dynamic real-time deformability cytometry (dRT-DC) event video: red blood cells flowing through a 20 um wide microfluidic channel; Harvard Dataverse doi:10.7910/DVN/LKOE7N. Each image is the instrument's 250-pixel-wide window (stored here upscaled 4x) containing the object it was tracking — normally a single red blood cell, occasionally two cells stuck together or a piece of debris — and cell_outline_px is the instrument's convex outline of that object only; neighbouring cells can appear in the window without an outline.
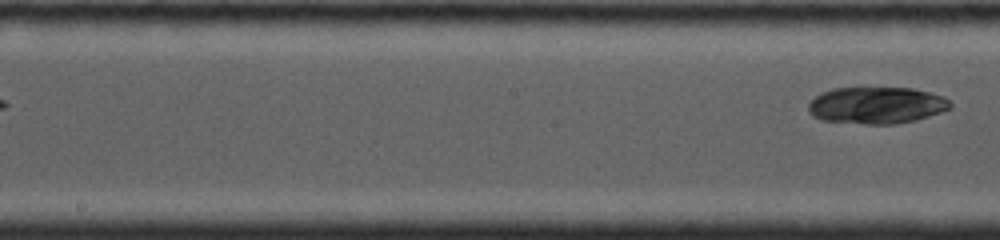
{"species": "common noctule bat (a hibernating species)", "species_latin": "Nyctalus noctula", "temperature_condition": "cold", "stored_images_in_passage": 6, "camera_frame_rate_fps": 4000, "um_per_image_px": 0.085, "animal": {"sex": "female", "body_mass_g": 19.0, "forearm_length_mm": 53.3}, "frame": {"image": 1, "passage_image": 6, "time_ms": 5.25, "image_size_px": [1000, 240], "cell_outline_px": [[952, 108], [916, 120], [896, 124], [864, 124], [820, 120], [812, 116], [808, 112], [808, 104], [820, 92], [832, 88], [912, 88], [944, 96], [952, 104]], "centroid_in_image_um": [74.48, 8.95], "position_along_channel_um": 173.7, "area_um2": 30.63}}